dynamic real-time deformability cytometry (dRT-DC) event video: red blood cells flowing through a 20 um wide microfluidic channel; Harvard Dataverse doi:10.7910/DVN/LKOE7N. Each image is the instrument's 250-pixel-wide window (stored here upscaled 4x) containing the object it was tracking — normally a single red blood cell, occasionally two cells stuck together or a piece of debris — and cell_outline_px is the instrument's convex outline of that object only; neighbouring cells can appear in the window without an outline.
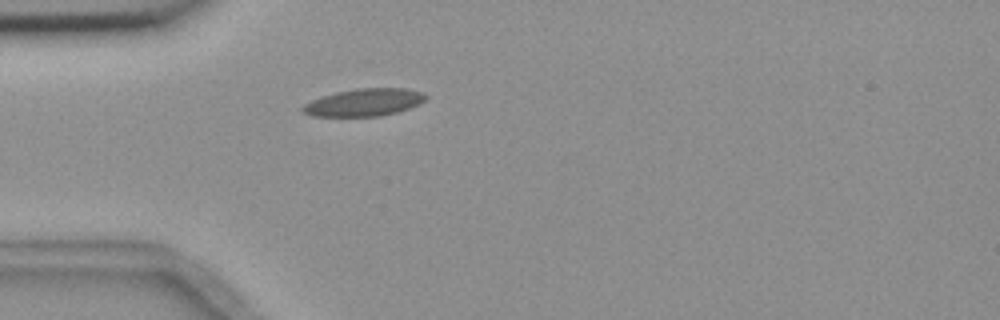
{"species": "common noctule bat (a hibernating species)", "species_latin": "Nyctalus noctula", "temperature_condition": "room temperature", "stored_images_in_passage": 2, "camera_frame_rate_fps": 3000, "um_per_image_px": 0.085, "animal": {"sex": "female", "body_mass_g": 18.4}, "frame": {"image": 1, "passage_image": 2, "time_ms": 1.333, "image_size_px": [1000, 320], "cell_outline_px": [[428, 96], [424, 100], [408, 108], [396, 112], [380, 116], [312, 116], [300, 112], [300, 108], [304, 104], [320, 96], [336, 92], [356, 88], [404, 88], [424, 92]], "centroid_in_image_um": [30.9, 8.7], "position_along_channel_um": 54.1, "area_um2": 19.71}}